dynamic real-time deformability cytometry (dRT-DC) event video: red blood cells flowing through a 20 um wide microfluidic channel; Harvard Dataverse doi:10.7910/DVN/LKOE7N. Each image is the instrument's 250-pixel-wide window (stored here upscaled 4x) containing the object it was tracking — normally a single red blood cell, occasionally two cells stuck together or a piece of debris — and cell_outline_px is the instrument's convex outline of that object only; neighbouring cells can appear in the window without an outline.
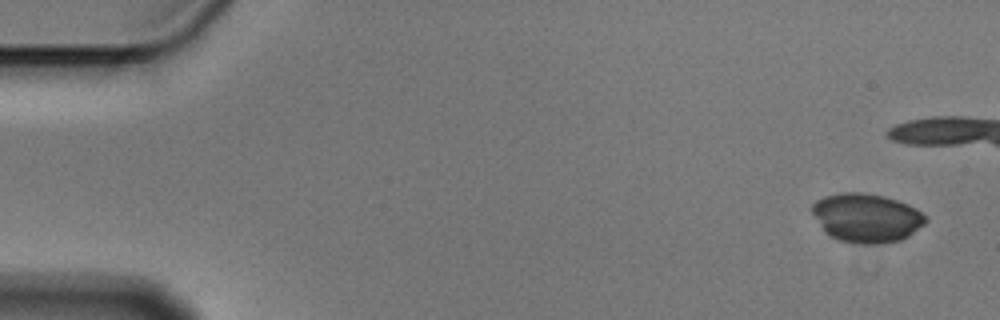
{"species": "Egyptian fruit bat (a non-hibernating species)", "species_latin": "Rousettus aegyptiacus", "temperature_condition": "cold", "stored_images_in_passage": 9, "camera_frame_rate_fps": 3000, "um_per_image_px": 0.085, "animal": {"sex": "male"}, "frame": {"image": 1, "passage_image": 1, "time_ms": 0.0, "image_size_px": [1000, 320], "cell_outline_px": [[928, 220], [924, 224], [908, 236], [900, 240], [884, 244], [860, 244], [840, 240], [824, 232], [812, 212], [812, 204], [816, 200], [824, 196], [844, 192], [860, 192], [884, 196], [908, 204], [916, 208]], "centroid_in_image_um": [73.64, 18.52], "position_along_channel_um": 11.4, "area_um2": 32.25}}